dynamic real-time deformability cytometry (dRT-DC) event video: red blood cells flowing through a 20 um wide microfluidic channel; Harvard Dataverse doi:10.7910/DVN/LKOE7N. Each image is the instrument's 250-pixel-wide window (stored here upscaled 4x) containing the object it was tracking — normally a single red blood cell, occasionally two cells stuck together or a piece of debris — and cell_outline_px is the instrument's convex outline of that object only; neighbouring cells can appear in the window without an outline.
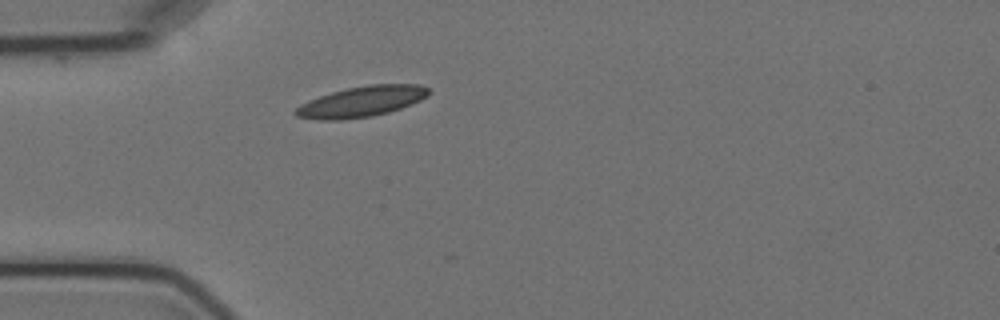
{"species": "Egyptian fruit bat (a non-hibernating species)", "species_latin": "Rousettus aegyptiacus", "temperature_condition": "cold", "stored_images_in_passage": 1, "camera_frame_rate_fps": 3000, "um_per_image_px": 0.085, "animal": {"sex": "female"}, "frame": {"image": 1, "passage_image": 1, "time_ms": 0.0, "image_size_px": [1000, 320], "cell_outline_px": [[432, 92], [428, 96], [412, 104], [388, 112], [372, 116], [340, 120], [324, 120], [296, 116], [292, 112], [300, 104], [308, 100], [332, 92], [348, 88], [368, 84], [420, 84], [428, 88]], "centroid_in_image_um": [30.75, 8.63], "position_along_channel_um": 54.2, "area_um2": 23.76}}